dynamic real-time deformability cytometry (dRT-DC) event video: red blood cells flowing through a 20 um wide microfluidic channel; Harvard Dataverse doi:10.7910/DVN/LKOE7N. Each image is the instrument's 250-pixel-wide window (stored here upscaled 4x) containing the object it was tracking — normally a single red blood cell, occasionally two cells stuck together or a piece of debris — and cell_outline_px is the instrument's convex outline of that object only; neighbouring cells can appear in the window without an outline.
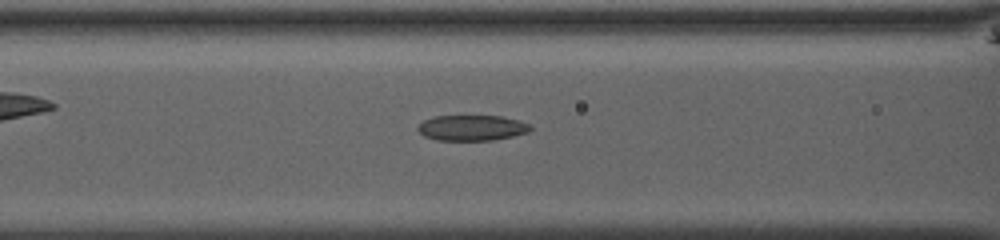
{"species": "common noctule bat (a hibernating species)", "species_latin": "Nyctalus noctula", "temperature_condition": "room temperature", "stored_images_in_passage": 50, "camera_frame_rate_fps": 3000, "um_per_image_px": 0.085, "animal": {"sex": "male", "body_mass_g": 13.0, "forearm_length_mm": 53.1}, "frame": {"image": 1, "passage_image": 21, "time_ms": 6.667, "image_size_px": [1000, 240], "cell_outline_px": [[532, 128], [528, 132], [512, 136], [492, 140], [436, 140], [424, 136], [416, 128], [424, 120], [436, 116], [500, 116], [520, 120], [528, 124]], "centroid_in_image_um": [40.1, 10.86], "position_along_channel_um": 126.5, "area_um2": 16.65}}
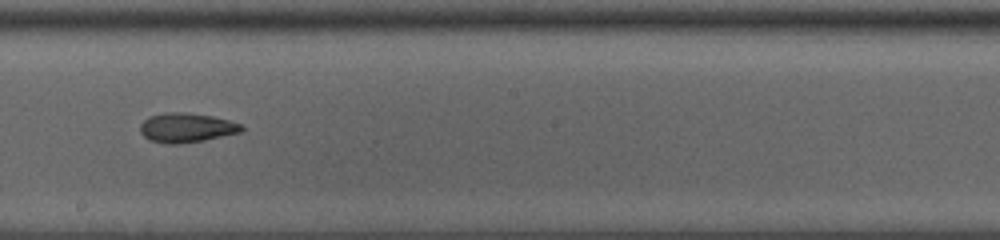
{"frame": {"image": 2, "passage_image": 29, "time_ms": 9.333, "image_size_px": [1000, 240], "cell_outline_px": [[244, 128], [240, 132], [204, 140], [180, 144], [168, 144], [148, 140], [140, 132], [140, 124], [148, 116], [164, 112], [188, 112], [212, 116], [244, 124]], "centroid_in_image_um": [15.83, 10.85], "position_along_channel_um": 232.4, "area_um2": 17.57}}
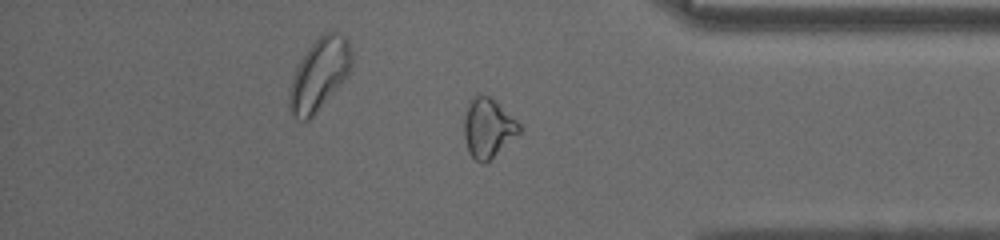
{"frame": {"image": 3, "passage_image": 42, "time_ms": 13.667, "image_size_px": [1000, 240], "cell_outline_px": [[520, 132], [484, 164], [476, 160], [468, 152], [464, 136], [464, 116], [468, 100], [472, 96], [492, 96], [520, 124]], "centroid_in_image_um": [41.45, 10.84], "position_along_channel_um": 393.8, "area_um2": 18.96}, "authors_computed_cell_mechanics": {"area_um2": 18.6405, "velocity_mm_per_s": 3.957, "shape_relaxation_time_tau1_ms": 6.0938, "shape_relaxation_time_tau2_ms": 4.7096, "deformation_change_tau1": 0.1642, "deformation_change_tau2": 0.1214}}